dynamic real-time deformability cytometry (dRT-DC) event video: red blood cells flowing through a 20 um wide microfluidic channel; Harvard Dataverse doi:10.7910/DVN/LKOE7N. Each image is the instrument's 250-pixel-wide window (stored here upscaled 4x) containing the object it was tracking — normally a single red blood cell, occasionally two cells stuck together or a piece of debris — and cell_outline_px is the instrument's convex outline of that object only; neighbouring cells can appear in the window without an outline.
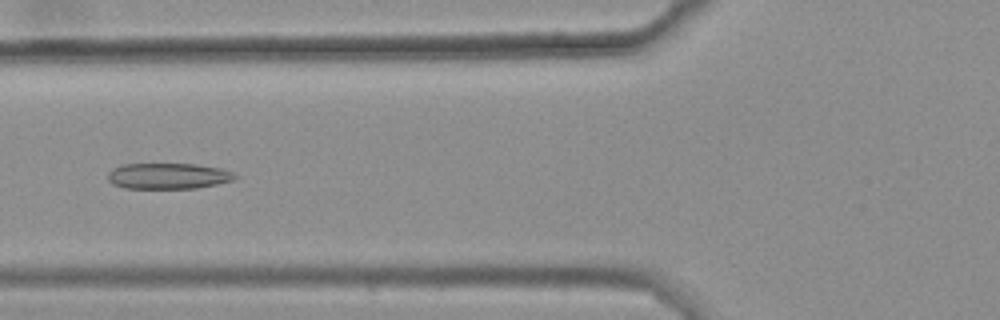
{"species": "common noctule bat (a hibernating species)", "species_latin": "Nyctalus noctula", "temperature_condition": "warm", "stored_images_in_passage": 19, "camera_frame_rate_fps": 3000, "um_per_image_px": 0.085, "animal": {"sex": "female", "body_mass_g": 25.1}, "frame": {"image": 1, "passage_image": 4, "time_ms": 1.0, "image_size_px": [1000, 320], "cell_outline_px": [[236, 176], [232, 180], [216, 184], [196, 188], [124, 188], [112, 184], [108, 180], [108, 172], [112, 168], [124, 164], [196, 164], [220, 168], [232, 172]], "centroid_in_image_um": [14.24, 14.96], "position_along_channel_um": 111.6, "area_um2": 19.07}}
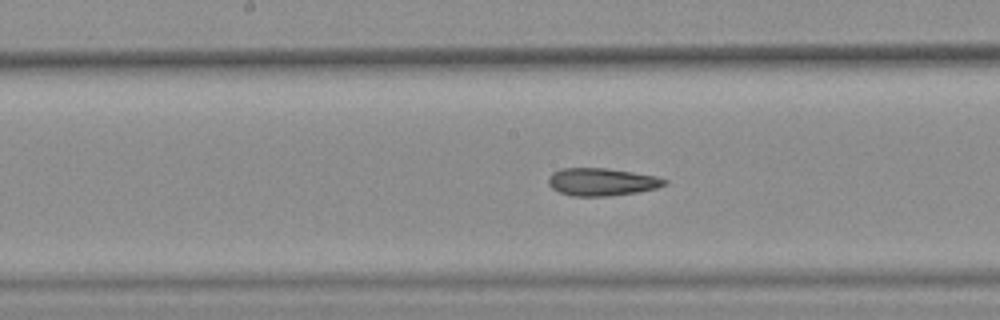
{"frame": {"image": 2, "passage_image": 11, "time_ms": 3.333, "image_size_px": [1000, 320], "cell_outline_px": [[668, 184], [656, 188], [636, 192], [608, 196], [572, 196], [560, 192], [552, 188], [548, 184], [548, 176], [552, 172], [560, 168], [608, 168], [656, 176], [668, 180]], "centroid_in_image_um": [51.13, 15.45], "position_along_channel_um": 197.1, "area_um2": 18.79}}
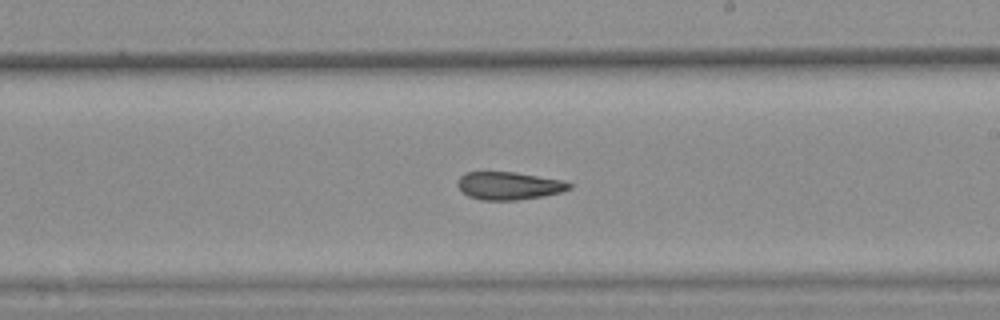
{"frame": {"image": 3, "passage_image": 15, "time_ms": 4.667, "image_size_px": [1000, 320], "cell_outline_px": [[572, 188], [560, 192], [540, 196], [516, 200], [480, 200], [468, 196], [456, 184], [460, 176], [464, 172], [516, 172], [564, 180], [572, 184]], "centroid_in_image_um": [43.25, 15.78], "position_along_channel_um": 245.7, "area_um2": 18.09}}